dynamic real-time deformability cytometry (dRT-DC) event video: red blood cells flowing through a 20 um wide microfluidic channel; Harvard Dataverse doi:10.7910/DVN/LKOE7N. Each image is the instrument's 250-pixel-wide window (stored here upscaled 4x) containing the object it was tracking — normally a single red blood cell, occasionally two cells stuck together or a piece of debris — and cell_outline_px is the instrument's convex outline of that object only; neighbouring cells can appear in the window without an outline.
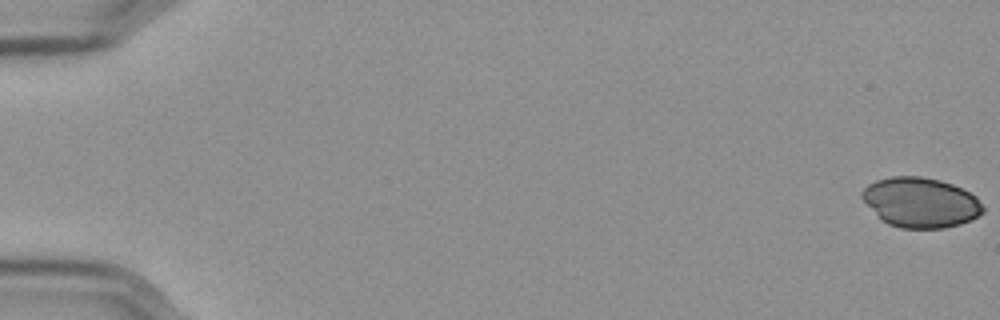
{"species": "Egyptian fruit bat (a non-hibernating species)", "species_latin": "Rousettus aegyptiacus", "temperature_condition": "cold", "stored_images_in_passage": 11, "camera_frame_rate_fps": 3000, "um_per_image_px": 0.085, "frame": {"image": 1, "passage_image": 1, "time_ms": 0.0, "image_size_px": [1000, 320], "cell_outline_px": [[984, 212], [972, 220], [960, 224], [944, 228], [900, 228], [888, 224], [880, 220], [860, 196], [860, 192], [868, 184], [876, 180], [892, 176], [920, 176], [940, 180], [952, 184], [976, 196], [984, 208]], "centroid_in_image_um": [78.23, 17.21], "position_along_channel_um": 6.8, "area_um2": 35.37}}